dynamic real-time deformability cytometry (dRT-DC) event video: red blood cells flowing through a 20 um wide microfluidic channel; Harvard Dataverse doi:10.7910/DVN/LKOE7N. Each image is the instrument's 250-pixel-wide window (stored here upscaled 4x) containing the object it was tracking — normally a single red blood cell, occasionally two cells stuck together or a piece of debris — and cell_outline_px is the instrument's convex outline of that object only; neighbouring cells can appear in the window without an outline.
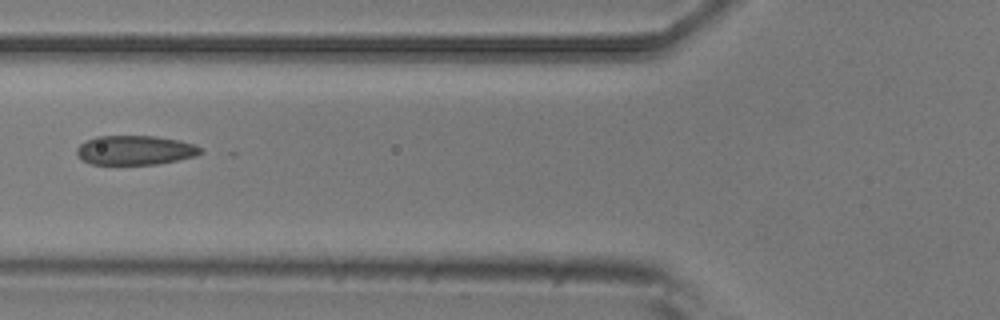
{"species": "common noctule bat (a hibernating species)", "species_latin": "Nyctalus noctula", "temperature_condition": "room temperature", "stored_images_in_passage": 8, "camera_frame_rate_fps": 3000, "um_per_image_px": 0.085, "animal": {"sex": "male", "body_mass_g": 20.5, "forearm_length_mm": 52.5}, "frame": {"image": 1, "passage_image": 6, "time_ms": 1.667, "image_size_px": [1000, 320], "cell_outline_px": [[204, 152], [196, 156], [156, 164], [92, 164], [84, 160], [76, 152], [76, 148], [80, 144], [96, 136], [156, 136], [180, 140], [192, 144], [200, 148]], "centroid_in_image_um": [11.5, 12.76], "position_along_channel_um": 114.3, "area_um2": 20.98}}
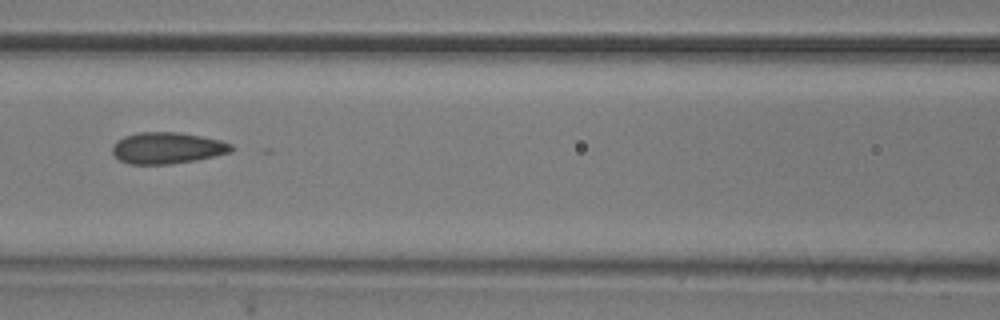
{"frame": {"image": 2, "passage_image": 7, "time_ms": 2.0, "image_size_px": [1000, 320], "cell_outline_px": [[236, 148], [232, 152], [196, 160], [168, 164], [128, 164], [120, 160], [112, 152], [112, 144], [116, 140], [124, 136], [136, 132], [176, 132], [200, 136], [220, 140], [232, 144]], "centroid_in_image_um": [14.21, 12.57], "position_along_channel_um": 152.4, "area_um2": 21.91}}
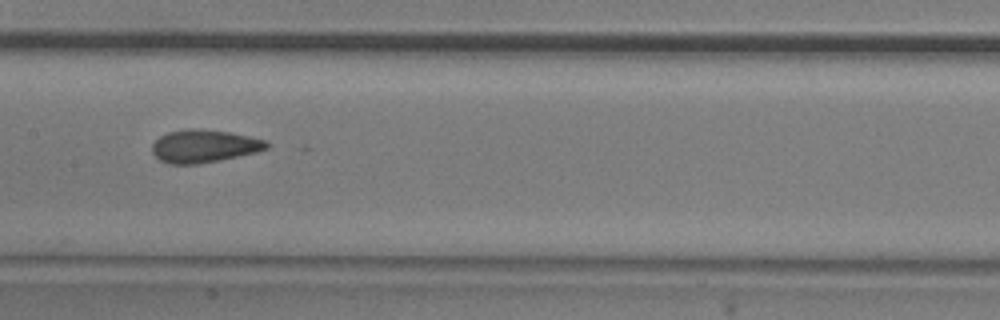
{"frame": {"image": 3, "passage_image": 8, "time_ms": 2.333, "image_size_px": [1000, 320], "cell_outline_px": [[272, 144], [268, 148], [256, 152], [196, 164], [168, 164], [160, 160], [152, 152], [152, 144], [160, 136], [168, 132], [188, 128], [192, 128], [228, 132], [268, 140]], "centroid_in_image_um": [17.35, 12.41], "position_along_channel_um": 190.1, "area_um2": 21.73}}